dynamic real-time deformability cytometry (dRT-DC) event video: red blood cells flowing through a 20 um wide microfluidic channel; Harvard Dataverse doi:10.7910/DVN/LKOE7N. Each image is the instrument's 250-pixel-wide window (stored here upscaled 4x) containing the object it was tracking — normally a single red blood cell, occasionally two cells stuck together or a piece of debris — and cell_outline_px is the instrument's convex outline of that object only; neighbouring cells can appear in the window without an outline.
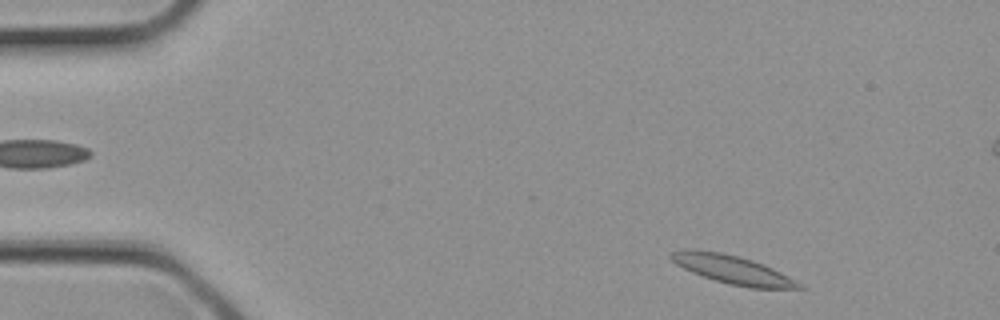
{"species": "common noctule bat (a hibernating species)", "species_latin": "Nyctalus noctula", "temperature_condition": "cold", "stored_images_in_passage": 2, "segment_of_instrument_passage": [2, 2], "camera_frame_rate_fps": 3000, "um_per_image_px": 0.085, "animal": {"sex": "female", "body_mass_g": 21.9}, "frame": {"image": 1, "passage_image": 2, "time_ms": 0.333, "image_size_px": [1000, 320], "cell_outline_px": [[808, 288], [752, 288], [728, 284], [692, 272], [676, 264], [668, 256], [672, 252], [720, 252], [752, 260], [764, 264], [788, 276]], "centroid_in_image_um": [62.37, 22.96], "position_along_channel_um": 22.6, "area_um2": 20.23}}